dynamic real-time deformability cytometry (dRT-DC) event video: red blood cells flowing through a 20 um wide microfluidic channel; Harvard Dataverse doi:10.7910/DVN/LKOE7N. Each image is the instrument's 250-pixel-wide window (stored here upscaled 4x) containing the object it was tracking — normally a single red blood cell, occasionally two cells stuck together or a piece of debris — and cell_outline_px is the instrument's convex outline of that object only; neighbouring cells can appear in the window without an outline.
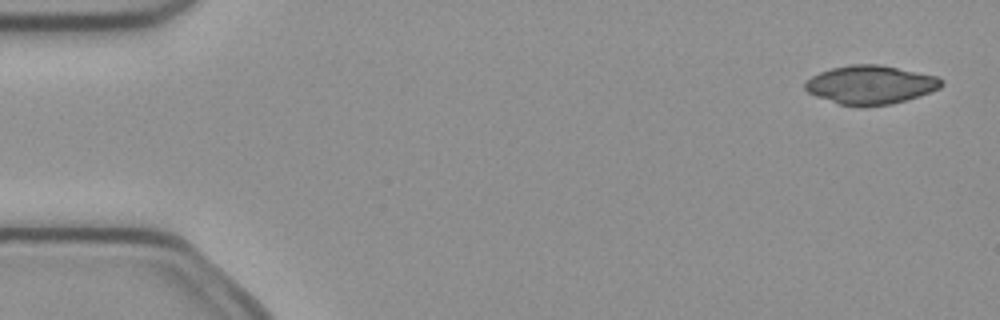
{"species": "common noctule bat (a hibernating species)", "species_latin": "Nyctalus noctula", "temperature_condition": "cold", "stored_images_in_passage": 5, "camera_frame_rate_fps": 3000, "um_per_image_px": 0.085, "animal": {"sex": "female", "body_mass_g": 21.9}, "frame": {"image": 1, "passage_image": 1, "time_ms": 0.0, "image_size_px": [1000, 320], "cell_outline_px": [[944, 84], [940, 88], [892, 104], [864, 108], [856, 108], [840, 104], [816, 96], [808, 92], [804, 88], [804, 84], [812, 76], [820, 72], [832, 68], [852, 64], [880, 64], [936, 76], [944, 80]], "centroid_in_image_um": [73.98, 7.22], "position_along_channel_um": 11.0, "area_um2": 30.81}}